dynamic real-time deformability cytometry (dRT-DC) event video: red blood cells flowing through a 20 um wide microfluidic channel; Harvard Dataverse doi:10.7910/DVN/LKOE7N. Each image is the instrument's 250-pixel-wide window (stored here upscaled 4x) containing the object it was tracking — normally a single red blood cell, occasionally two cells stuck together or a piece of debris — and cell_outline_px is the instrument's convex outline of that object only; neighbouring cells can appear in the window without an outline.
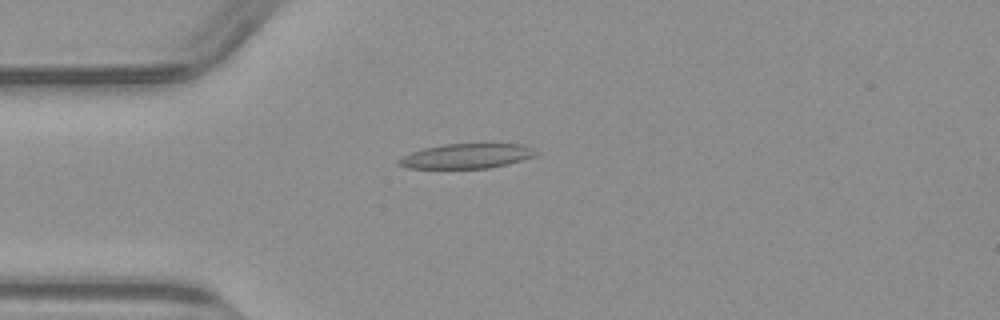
{"species": "common noctule bat (a hibernating species)", "species_latin": "Nyctalus noctula", "temperature_condition": "warm", "stored_images_in_passage": 43, "camera_frame_rate_fps": 3000, "um_per_image_px": 0.085, "animal": {"sex": "male", "body_mass_g": 23.1, "forearm_length_mm": 52.7}, "frame": {"image": 1, "passage_image": 6, "time_ms": 1.667, "image_size_px": [1000, 320], "cell_outline_px": [[536, 156], [508, 164], [488, 168], [408, 168], [396, 164], [396, 160], [412, 152], [424, 148], [444, 144], [520, 144], [536, 152]], "centroid_in_image_um": [39.61, 13.27], "position_along_channel_um": 45.4, "area_um2": 19.54}}
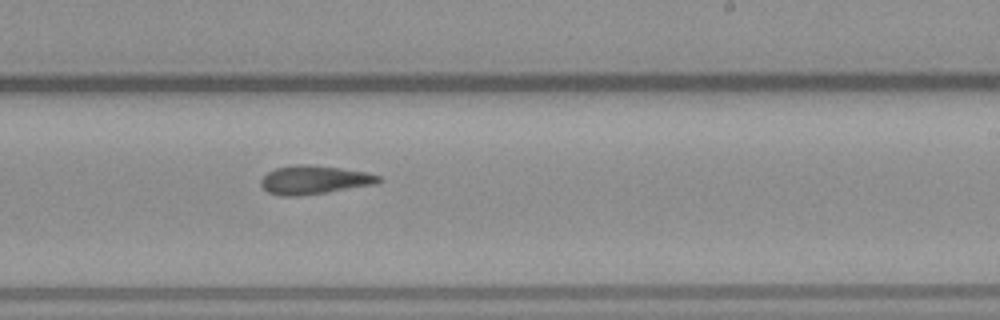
{"frame": {"image": 2, "passage_image": 23, "time_ms": 7.333, "image_size_px": [1000, 320], "cell_outline_px": [[384, 180], [376, 184], [328, 192], [300, 196], [280, 196], [268, 192], [260, 184], [260, 180], [268, 172], [276, 168], [300, 164], [308, 164], [340, 168], [368, 172], [380, 176]], "centroid_in_image_um": [26.74, 15.29], "position_along_channel_um": 262.3, "area_um2": 19.71}}
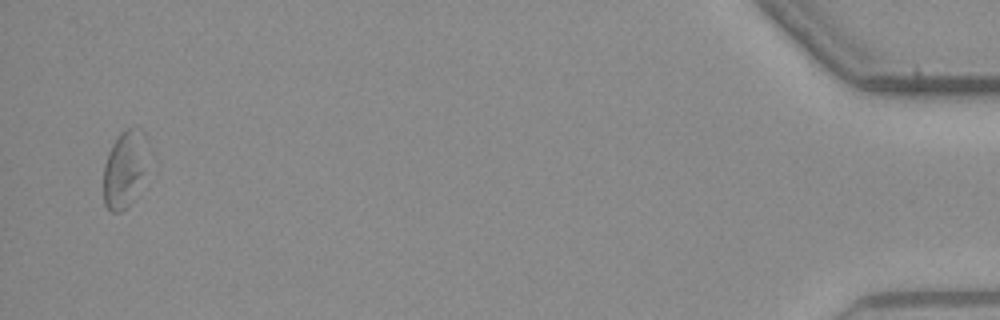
{"frame": {"image": 3, "passage_image": 42, "time_ms": 13.667, "image_size_px": [1000, 320], "cell_outline_px": [[148, 144], [132, 200], [120, 212], [112, 212], [104, 204], [104, 164], [108, 152], [112, 144], [120, 132], [124, 128], [140, 128], [144, 132], [148, 140]], "centroid_in_image_um": [10.52, 14.27], "position_along_channel_um": 424.7, "area_um2": 18.96}}